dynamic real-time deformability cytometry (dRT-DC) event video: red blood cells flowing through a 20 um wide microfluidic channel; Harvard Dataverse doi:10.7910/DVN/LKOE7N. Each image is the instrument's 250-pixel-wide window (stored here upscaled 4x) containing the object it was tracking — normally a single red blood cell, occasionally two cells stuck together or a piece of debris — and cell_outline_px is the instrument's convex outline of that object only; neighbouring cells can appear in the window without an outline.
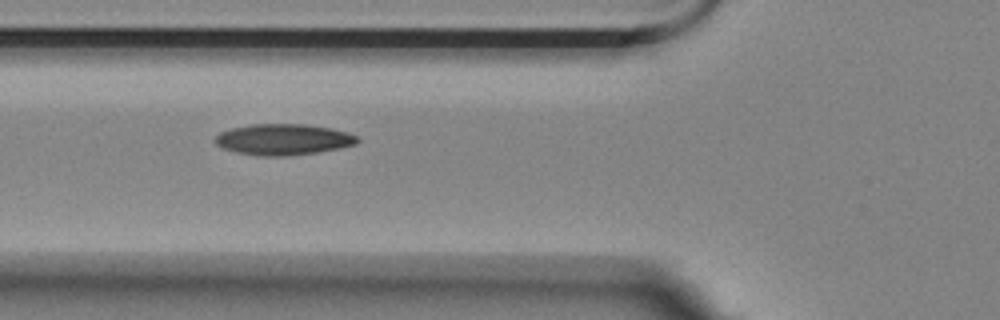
{"species": "Egyptian fruit bat (a non-hibernating species)", "species_latin": "Rousettus aegyptiacus", "temperature_condition": "room temperature", "stored_images_in_passage": 6, "camera_frame_rate_fps": 3000, "um_per_image_px": 0.085, "animal": {"sex": "female"}, "frame": {"image": 1, "passage_image": 3, "time_ms": 3.0, "image_size_px": [1000, 320], "cell_outline_px": [[360, 140], [356, 144], [340, 148], [316, 152], [284, 156], [260, 156], [236, 152], [224, 148], [216, 144], [216, 136], [220, 132], [232, 128], [252, 124], [304, 124], [332, 128], [348, 132], [356, 136]], "centroid_in_image_um": [24.1, 11.85], "position_along_channel_um": 101.7, "area_um2": 25.61}}
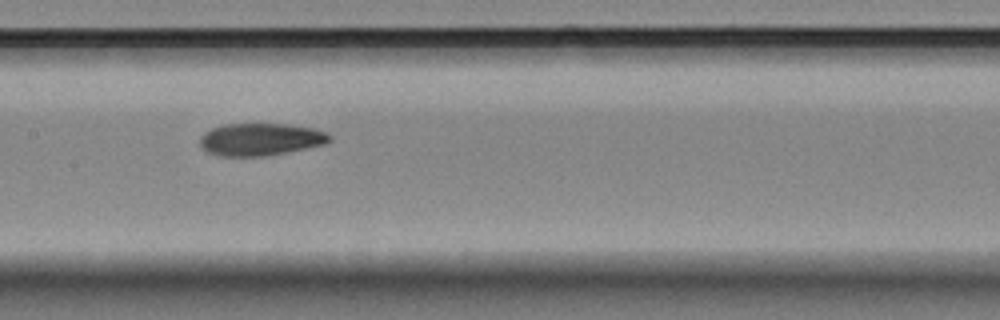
{"frame": {"image": 2, "passage_image": 5, "time_ms": 5.333, "image_size_px": [1000, 320], "cell_outline_px": [[332, 140], [324, 144], [288, 152], [264, 156], [220, 156], [208, 152], [200, 144], [200, 136], [204, 132], [212, 128], [224, 124], [284, 124], [312, 128], [328, 132], [332, 136]], "centroid_in_image_um": [22.16, 11.84], "position_along_channel_um": 185.2, "area_um2": 24.45}}
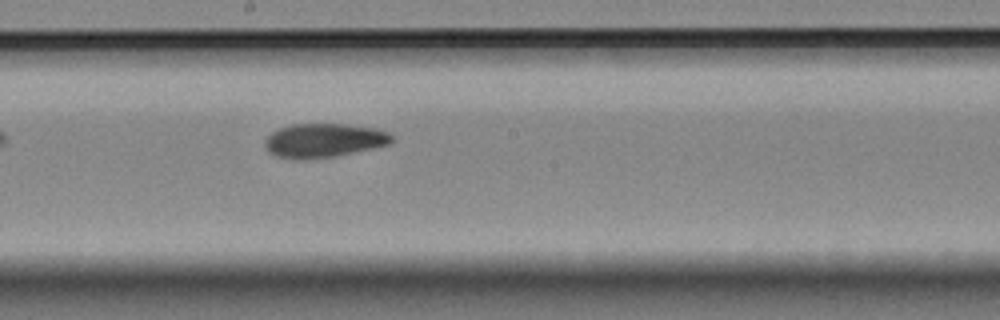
{"frame": {"image": 3, "passage_image": 6, "time_ms": 6.333, "image_size_px": [1000, 320], "cell_outline_px": [[392, 140], [388, 144], [372, 148], [336, 156], [304, 160], [296, 160], [276, 156], [268, 152], [264, 144], [264, 140], [272, 132], [280, 128], [292, 124], [348, 124], [376, 128], [388, 132], [392, 136]], "centroid_in_image_um": [27.49, 11.94], "position_along_channel_um": 220.7, "area_um2": 25.2}}